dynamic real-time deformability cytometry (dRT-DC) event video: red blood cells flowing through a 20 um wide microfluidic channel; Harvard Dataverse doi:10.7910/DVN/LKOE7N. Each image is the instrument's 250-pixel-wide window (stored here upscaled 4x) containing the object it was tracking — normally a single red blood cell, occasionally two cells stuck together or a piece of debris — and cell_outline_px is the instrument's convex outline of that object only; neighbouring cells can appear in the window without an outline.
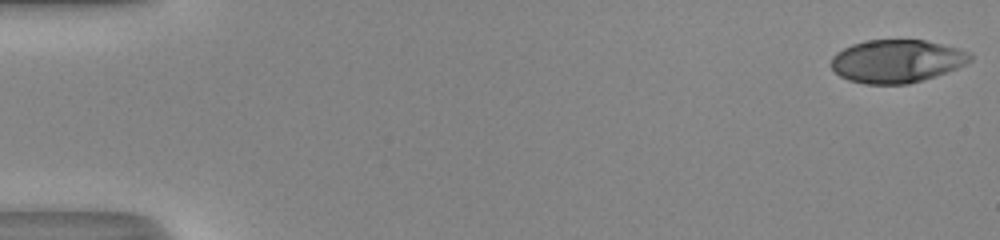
{"species": "human", "species_latin": "Homo sapiens", "temperature_condition": "room temperature", "stored_images_in_passage": 51, "camera_frame_rate_fps": 3000, "um_per_image_px": 0.085, "donor": {"sex": "male"}, "frame": {"image": 1, "passage_image": 1, "time_ms": 0.0, "image_size_px": [1000, 240], "cell_outline_px": [[972, 60], [956, 68], [924, 80], [908, 84], [864, 84], [848, 80], [840, 76], [832, 68], [832, 56], [836, 52], [852, 44], [864, 40], [924, 40], [972, 52]], "centroid_in_image_um": [76.21, 5.2], "position_along_channel_um": 8.8, "area_um2": 34.8}}
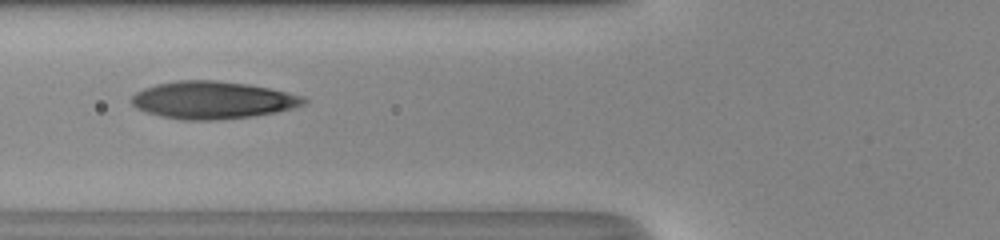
{"frame": {"image": 2, "passage_image": 21, "time_ms": 6.667, "image_size_px": [1000, 240], "cell_outline_px": [[308, 100], [304, 104], [296, 108], [276, 112], [252, 116], [216, 120], [180, 120], [160, 116], [144, 112], [136, 108], [132, 104], [132, 96], [136, 92], [144, 88], [156, 84], [180, 80], [216, 80], [248, 84], [288, 92], [304, 96]], "centroid_in_image_um": [18.08, 8.51], "position_along_channel_um": 107.7, "area_um2": 37.8}}
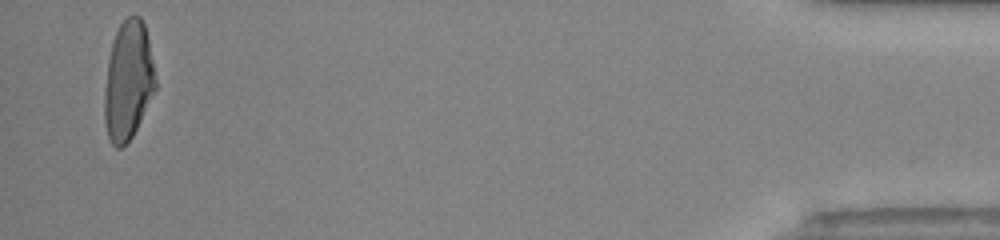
{"frame": {"image": 3, "passage_image": 50, "time_ms": 16.333, "image_size_px": [1000, 240], "cell_outline_px": [[156, 88], [132, 136], [120, 148], [116, 148], [112, 144], [108, 136], [104, 124], [104, 92], [108, 60], [112, 44], [116, 32], [120, 24], [128, 16], [140, 16], [144, 24], [148, 40], [156, 80]], "centroid_in_image_um": [10.87, 6.87], "position_along_channel_um": 424.3, "area_um2": 34.91}, "authors_computed_cell_mechanics": {"area_um2": 35.836, "velocity_mm_per_s": 4.1561, "shape_relaxation_time_tau1_ms": 7.9565, "shape_relaxation_time_tau2_ms": 0.7932, "deformation_change_tau1": 0.3115, "deformation_change_tau2": 0.0736}}